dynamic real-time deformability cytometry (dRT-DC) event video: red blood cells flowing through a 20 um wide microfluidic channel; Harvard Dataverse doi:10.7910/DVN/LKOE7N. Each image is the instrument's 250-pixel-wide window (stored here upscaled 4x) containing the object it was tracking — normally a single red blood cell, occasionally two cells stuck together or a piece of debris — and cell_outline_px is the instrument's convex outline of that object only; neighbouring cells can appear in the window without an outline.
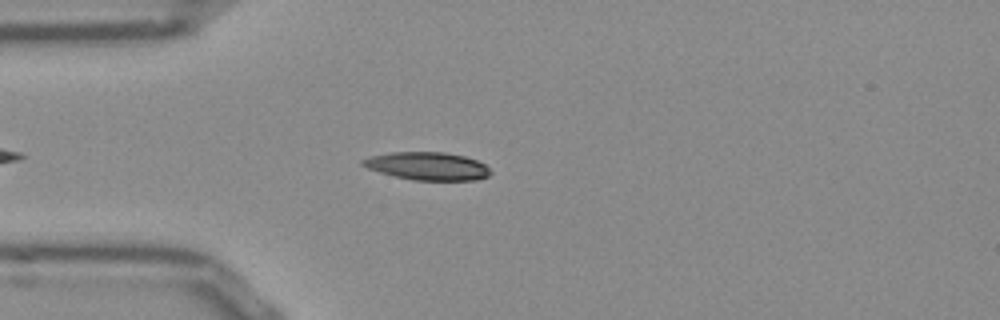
{"species": "Egyptian fruit bat (a non-hibernating species)", "species_latin": "Rousettus aegyptiacus", "temperature_condition": "room temperature", "stored_images_in_passage": 44, "camera_frame_rate_fps": 3000, "um_per_image_px": 0.085, "frame": {"image": 1, "passage_image": 8, "time_ms": 2.333, "image_size_px": [1000, 320], "cell_outline_px": [[492, 172], [488, 176], [476, 180], [412, 180], [380, 172], [368, 168], [360, 164], [360, 160], [372, 156], [392, 152], [444, 152], [464, 156], [476, 160], [484, 164]], "centroid_in_image_um": [36.34, 14.12], "position_along_channel_um": 48.7, "area_um2": 20.63}}
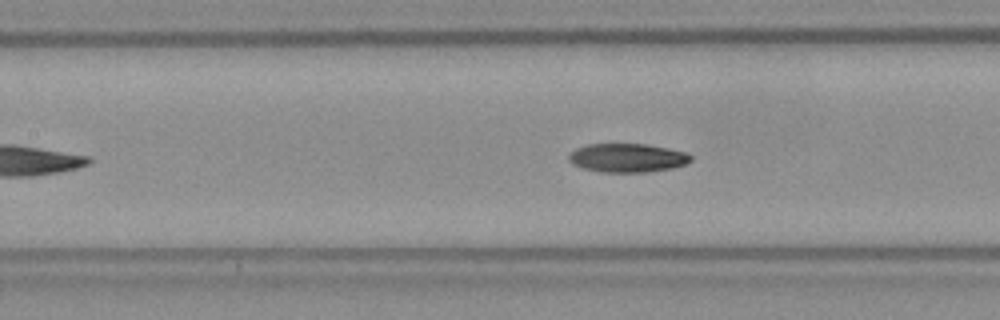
{"frame": {"image": 2, "passage_image": 17, "time_ms": 5.333, "image_size_px": [1000, 320], "cell_outline_px": [[692, 160], [688, 164], [672, 168], [644, 172], [600, 172], [584, 168], [572, 164], [568, 160], [568, 156], [576, 148], [588, 144], [648, 144], [668, 148], [684, 152], [692, 156]], "centroid_in_image_um": [53.34, 13.42], "position_along_channel_um": 154.1, "area_um2": 20.46}}
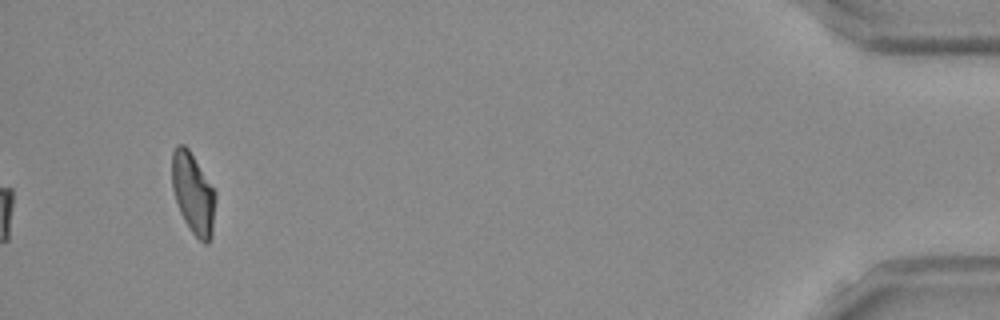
{"frame": {"image": 3, "passage_image": 44, "time_ms": 14.333, "image_size_px": [1000, 320], "cell_outline_px": [[216, 196], [212, 236], [208, 244], [204, 244], [192, 232], [184, 220], [180, 212], [172, 188], [172, 152], [176, 144], [184, 144], [188, 148], [216, 192]], "centroid_in_image_um": [16.42, 16.44], "position_along_channel_um": 418.8, "area_um2": 20.52}, "authors_computed_cell_mechanics": {"area_um2": 20.7502, "velocity_mm_per_s": 3.8427, "shape_relaxation_time_tau1_ms": null, "shape_relaxation_time_tau2_ms": 4.4931, "deformation_change_tau1": null, "deformation_change_tau2": 0.1023}}